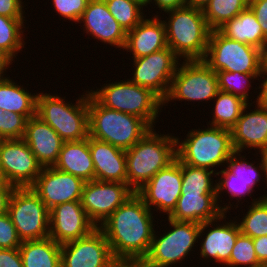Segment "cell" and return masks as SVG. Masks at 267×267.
<instances>
[{
	"instance_id": "obj_1",
	"label": "cell",
	"mask_w": 267,
	"mask_h": 267,
	"mask_svg": "<svg viewBox=\"0 0 267 267\" xmlns=\"http://www.w3.org/2000/svg\"><path fill=\"white\" fill-rule=\"evenodd\" d=\"M152 212L134 192L99 226L113 256H147L155 229Z\"/></svg>"
},
{
	"instance_id": "obj_2",
	"label": "cell",
	"mask_w": 267,
	"mask_h": 267,
	"mask_svg": "<svg viewBox=\"0 0 267 267\" xmlns=\"http://www.w3.org/2000/svg\"><path fill=\"white\" fill-rule=\"evenodd\" d=\"M155 130L152 128L134 146L125 150L127 185L134 192L177 158L176 137L170 133L158 134Z\"/></svg>"
},
{
	"instance_id": "obj_3",
	"label": "cell",
	"mask_w": 267,
	"mask_h": 267,
	"mask_svg": "<svg viewBox=\"0 0 267 267\" xmlns=\"http://www.w3.org/2000/svg\"><path fill=\"white\" fill-rule=\"evenodd\" d=\"M165 13L169 17L162 20L167 46L184 61L203 60L211 32L203 11L185 6Z\"/></svg>"
},
{
	"instance_id": "obj_4",
	"label": "cell",
	"mask_w": 267,
	"mask_h": 267,
	"mask_svg": "<svg viewBox=\"0 0 267 267\" xmlns=\"http://www.w3.org/2000/svg\"><path fill=\"white\" fill-rule=\"evenodd\" d=\"M180 140L176 137V154L181 163L216 173L214 167H225L224 164L235 152L231 130L227 128L209 126L204 129H192L184 140Z\"/></svg>"
},
{
	"instance_id": "obj_5",
	"label": "cell",
	"mask_w": 267,
	"mask_h": 267,
	"mask_svg": "<svg viewBox=\"0 0 267 267\" xmlns=\"http://www.w3.org/2000/svg\"><path fill=\"white\" fill-rule=\"evenodd\" d=\"M89 137L130 149L152 128L140 117L102 106L88 90Z\"/></svg>"
},
{
	"instance_id": "obj_6",
	"label": "cell",
	"mask_w": 267,
	"mask_h": 267,
	"mask_svg": "<svg viewBox=\"0 0 267 267\" xmlns=\"http://www.w3.org/2000/svg\"><path fill=\"white\" fill-rule=\"evenodd\" d=\"M36 116L50 125L64 142L80 141L89 136L88 91L76 100L65 102L58 94L38 93Z\"/></svg>"
},
{
	"instance_id": "obj_7",
	"label": "cell",
	"mask_w": 267,
	"mask_h": 267,
	"mask_svg": "<svg viewBox=\"0 0 267 267\" xmlns=\"http://www.w3.org/2000/svg\"><path fill=\"white\" fill-rule=\"evenodd\" d=\"M89 93L104 107L143 119L154 128L161 113L163 100L149 88L132 83L129 79L110 82Z\"/></svg>"
},
{
	"instance_id": "obj_8",
	"label": "cell",
	"mask_w": 267,
	"mask_h": 267,
	"mask_svg": "<svg viewBox=\"0 0 267 267\" xmlns=\"http://www.w3.org/2000/svg\"><path fill=\"white\" fill-rule=\"evenodd\" d=\"M203 61L215 72L262 73L263 52L251 45L227 38L211 30Z\"/></svg>"
},
{
	"instance_id": "obj_9",
	"label": "cell",
	"mask_w": 267,
	"mask_h": 267,
	"mask_svg": "<svg viewBox=\"0 0 267 267\" xmlns=\"http://www.w3.org/2000/svg\"><path fill=\"white\" fill-rule=\"evenodd\" d=\"M172 78L170 90L163 101H206L213 100L218 88L217 73L203 60L182 61ZM180 66V67H179Z\"/></svg>"
},
{
	"instance_id": "obj_10",
	"label": "cell",
	"mask_w": 267,
	"mask_h": 267,
	"mask_svg": "<svg viewBox=\"0 0 267 267\" xmlns=\"http://www.w3.org/2000/svg\"><path fill=\"white\" fill-rule=\"evenodd\" d=\"M7 213L22 242L49 237V210L31 187L14 189Z\"/></svg>"
},
{
	"instance_id": "obj_11",
	"label": "cell",
	"mask_w": 267,
	"mask_h": 267,
	"mask_svg": "<svg viewBox=\"0 0 267 267\" xmlns=\"http://www.w3.org/2000/svg\"><path fill=\"white\" fill-rule=\"evenodd\" d=\"M172 228L158 234L154 230L149 252L146 256L151 267L176 266L187 257L198 242L200 224L195 222L175 221L168 218ZM181 261V262H180ZM176 264V265H175Z\"/></svg>"
},
{
	"instance_id": "obj_12",
	"label": "cell",
	"mask_w": 267,
	"mask_h": 267,
	"mask_svg": "<svg viewBox=\"0 0 267 267\" xmlns=\"http://www.w3.org/2000/svg\"><path fill=\"white\" fill-rule=\"evenodd\" d=\"M132 59L134 70L129 80L149 88L164 101L180 62L173 50L167 47L148 56Z\"/></svg>"
},
{
	"instance_id": "obj_13",
	"label": "cell",
	"mask_w": 267,
	"mask_h": 267,
	"mask_svg": "<svg viewBox=\"0 0 267 267\" xmlns=\"http://www.w3.org/2000/svg\"><path fill=\"white\" fill-rule=\"evenodd\" d=\"M0 169L15 188L31 187L43 167L23 139L0 140Z\"/></svg>"
},
{
	"instance_id": "obj_14",
	"label": "cell",
	"mask_w": 267,
	"mask_h": 267,
	"mask_svg": "<svg viewBox=\"0 0 267 267\" xmlns=\"http://www.w3.org/2000/svg\"><path fill=\"white\" fill-rule=\"evenodd\" d=\"M133 193L124 183L92 180L85 182L80 201L90 221L99 227Z\"/></svg>"
},
{
	"instance_id": "obj_15",
	"label": "cell",
	"mask_w": 267,
	"mask_h": 267,
	"mask_svg": "<svg viewBox=\"0 0 267 267\" xmlns=\"http://www.w3.org/2000/svg\"><path fill=\"white\" fill-rule=\"evenodd\" d=\"M182 172L181 162L176 158L167 167L159 170L136 193L143 202L153 209L167 214V217L176 207L181 195ZM153 207V208H151ZM156 209V210H155Z\"/></svg>"
},
{
	"instance_id": "obj_16",
	"label": "cell",
	"mask_w": 267,
	"mask_h": 267,
	"mask_svg": "<svg viewBox=\"0 0 267 267\" xmlns=\"http://www.w3.org/2000/svg\"><path fill=\"white\" fill-rule=\"evenodd\" d=\"M112 258L109 243L99 227L80 239L61 244V267H108Z\"/></svg>"
},
{
	"instance_id": "obj_17",
	"label": "cell",
	"mask_w": 267,
	"mask_h": 267,
	"mask_svg": "<svg viewBox=\"0 0 267 267\" xmlns=\"http://www.w3.org/2000/svg\"><path fill=\"white\" fill-rule=\"evenodd\" d=\"M84 184L82 178L50 166L43 167L31 188L50 211L62 203L81 200Z\"/></svg>"
},
{
	"instance_id": "obj_18",
	"label": "cell",
	"mask_w": 267,
	"mask_h": 267,
	"mask_svg": "<svg viewBox=\"0 0 267 267\" xmlns=\"http://www.w3.org/2000/svg\"><path fill=\"white\" fill-rule=\"evenodd\" d=\"M260 99L261 92L255 98L256 101L249 102L245 106L236 124L230 129L232 145L237 152H242L246 148L255 151L258 149V151H262L267 148V105L262 103ZM253 103H256L254 104V111L249 109ZM246 109L251 112L246 111Z\"/></svg>"
},
{
	"instance_id": "obj_19",
	"label": "cell",
	"mask_w": 267,
	"mask_h": 267,
	"mask_svg": "<svg viewBox=\"0 0 267 267\" xmlns=\"http://www.w3.org/2000/svg\"><path fill=\"white\" fill-rule=\"evenodd\" d=\"M95 228L80 200L62 203L49 211V237L56 243L80 239Z\"/></svg>"
},
{
	"instance_id": "obj_20",
	"label": "cell",
	"mask_w": 267,
	"mask_h": 267,
	"mask_svg": "<svg viewBox=\"0 0 267 267\" xmlns=\"http://www.w3.org/2000/svg\"><path fill=\"white\" fill-rule=\"evenodd\" d=\"M226 218V213H224L219 219L201 223L198 235L199 241L201 239L200 237L204 235L200 243L201 248H199L200 257L209 260L213 259L214 262L223 264L224 266L229 262L231 251L238 235L241 233L237 222L239 220H230L228 222ZM222 220L225 222L222 223ZM216 222L222 224H213ZM208 228L210 229L209 231L207 230ZM205 230L208 232L206 233Z\"/></svg>"
},
{
	"instance_id": "obj_21",
	"label": "cell",
	"mask_w": 267,
	"mask_h": 267,
	"mask_svg": "<svg viewBox=\"0 0 267 267\" xmlns=\"http://www.w3.org/2000/svg\"><path fill=\"white\" fill-rule=\"evenodd\" d=\"M84 23L83 31L102 43L123 49L126 32L109 12L104 0H90L78 23Z\"/></svg>"
},
{
	"instance_id": "obj_22",
	"label": "cell",
	"mask_w": 267,
	"mask_h": 267,
	"mask_svg": "<svg viewBox=\"0 0 267 267\" xmlns=\"http://www.w3.org/2000/svg\"><path fill=\"white\" fill-rule=\"evenodd\" d=\"M229 204L219 205L217 194H181L175 209L167 218L201 224L219 219L224 213H229L234 205H231L230 201Z\"/></svg>"
},
{
	"instance_id": "obj_23",
	"label": "cell",
	"mask_w": 267,
	"mask_h": 267,
	"mask_svg": "<svg viewBox=\"0 0 267 267\" xmlns=\"http://www.w3.org/2000/svg\"><path fill=\"white\" fill-rule=\"evenodd\" d=\"M22 139L27 143L42 167L54 166L64 142L50 125L37 116L27 120Z\"/></svg>"
},
{
	"instance_id": "obj_24",
	"label": "cell",
	"mask_w": 267,
	"mask_h": 267,
	"mask_svg": "<svg viewBox=\"0 0 267 267\" xmlns=\"http://www.w3.org/2000/svg\"><path fill=\"white\" fill-rule=\"evenodd\" d=\"M145 17L132 30L126 32L123 50L132 53V58L148 56L167 48L165 26L160 15ZM147 18V19H146Z\"/></svg>"
},
{
	"instance_id": "obj_25",
	"label": "cell",
	"mask_w": 267,
	"mask_h": 267,
	"mask_svg": "<svg viewBox=\"0 0 267 267\" xmlns=\"http://www.w3.org/2000/svg\"><path fill=\"white\" fill-rule=\"evenodd\" d=\"M95 180L127 184L126 152L105 141L89 137Z\"/></svg>"
},
{
	"instance_id": "obj_26",
	"label": "cell",
	"mask_w": 267,
	"mask_h": 267,
	"mask_svg": "<svg viewBox=\"0 0 267 267\" xmlns=\"http://www.w3.org/2000/svg\"><path fill=\"white\" fill-rule=\"evenodd\" d=\"M53 167L82 178L85 182L95 180L89 136L80 141L63 142L58 160Z\"/></svg>"
},
{
	"instance_id": "obj_27",
	"label": "cell",
	"mask_w": 267,
	"mask_h": 267,
	"mask_svg": "<svg viewBox=\"0 0 267 267\" xmlns=\"http://www.w3.org/2000/svg\"><path fill=\"white\" fill-rule=\"evenodd\" d=\"M217 30L229 39L251 45L265 52L267 38L249 6Z\"/></svg>"
},
{
	"instance_id": "obj_28",
	"label": "cell",
	"mask_w": 267,
	"mask_h": 267,
	"mask_svg": "<svg viewBox=\"0 0 267 267\" xmlns=\"http://www.w3.org/2000/svg\"><path fill=\"white\" fill-rule=\"evenodd\" d=\"M18 84L10 76L0 80V109L19 113L27 119L36 116L38 93L31 94Z\"/></svg>"
},
{
	"instance_id": "obj_29",
	"label": "cell",
	"mask_w": 267,
	"mask_h": 267,
	"mask_svg": "<svg viewBox=\"0 0 267 267\" xmlns=\"http://www.w3.org/2000/svg\"><path fill=\"white\" fill-rule=\"evenodd\" d=\"M19 251L23 267H61V244L50 237L23 241Z\"/></svg>"
},
{
	"instance_id": "obj_30",
	"label": "cell",
	"mask_w": 267,
	"mask_h": 267,
	"mask_svg": "<svg viewBox=\"0 0 267 267\" xmlns=\"http://www.w3.org/2000/svg\"><path fill=\"white\" fill-rule=\"evenodd\" d=\"M242 153L235 151L226 162L224 169L218 171L216 175L220 176L219 181H241L249 183V187L253 188L260 181L263 176V164L262 161L255 166V162H248L246 156L241 155ZM245 159V160H244ZM228 163V164H227ZM262 174V175H261Z\"/></svg>"
},
{
	"instance_id": "obj_31",
	"label": "cell",
	"mask_w": 267,
	"mask_h": 267,
	"mask_svg": "<svg viewBox=\"0 0 267 267\" xmlns=\"http://www.w3.org/2000/svg\"><path fill=\"white\" fill-rule=\"evenodd\" d=\"M214 102V109L212 108L214 112H211L213 113L211 114L213 115L212 121L208 124L227 129H231L236 124L243 109L248 104L243 98L220 90L217 92Z\"/></svg>"
},
{
	"instance_id": "obj_32",
	"label": "cell",
	"mask_w": 267,
	"mask_h": 267,
	"mask_svg": "<svg viewBox=\"0 0 267 267\" xmlns=\"http://www.w3.org/2000/svg\"><path fill=\"white\" fill-rule=\"evenodd\" d=\"M182 186L181 194H216L213 176H217L216 172L204 168L192 167L181 163ZM213 174V176H212Z\"/></svg>"
},
{
	"instance_id": "obj_33",
	"label": "cell",
	"mask_w": 267,
	"mask_h": 267,
	"mask_svg": "<svg viewBox=\"0 0 267 267\" xmlns=\"http://www.w3.org/2000/svg\"><path fill=\"white\" fill-rule=\"evenodd\" d=\"M249 6L248 0H210L203 10L206 23L211 30H217Z\"/></svg>"
},
{
	"instance_id": "obj_34",
	"label": "cell",
	"mask_w": 267,
	"mask_h": 267,
	"mask_svg": "<svg viewBox=\"0 0 267 267\" xmlns=\"http://www.w3.org/2000/svg\"><path fill=\"white\" fill-rule=\"evenodd\" d=\"M267 194L257 199L253 198L248 211L238 222L240 232L249 237L256 238L267 235Z\"/></svg>"
},
{
	"instance_id": "obj_35",
	"label": "cell",
	"mask_w": 267,
	"mask_h": 267,
	"mask_svg": "<svg viewBox=\"0 0 267 267\" xmlns=\"http://www.w3.org/2000/svg\"><path fill=\"white\" fill-rule=\"evenodd\" d=\"M24 19H15L0 15V50L13 61L19 51L24 48Z\"/></svg>"
},
{
	"instance_id": "obj_36",
	"label": "cell",
	"mask_w": 267,
	"mask_h": 267,
	"mask_svg": "<svg viewBox=\"0 0 267 267\" xmlns=\"http://www.w3.org/2000/svg\"><path fill=\"white\" fill-rule=\"evenodd\" d=\"M109 12L119 25L128 32L137 26L146 15L143 6L130 0H104ZM144 15V16H143Z\"/></svg>"
},
{
	"instance_id": "obj_37",
	"label": "cell",
	"mask_w": 267,
	"mask_h": 267,
	"mask_svg": "<svg viewBox=\"0 0 267 267\" xmlns=\"http://www.w3.org/2000/svg\"><path fill=\"white\" fill-rule=\"evenodd\" d=\"M218 88L224 93H230L243 98L249 102V88L255 79L262 77V73H239V72H228L218 71ZM249 82V83H248ZM247 83V84H246ZM247 85V86H246Z\"/></svg>"
},
{
	"instance_id": "obj_38",
	"label": "cell",
	"mask_w": 267,
	"mask_h": 267,
	"mask_svg": "<svg viewBox=\"0 0 267 267\" xmlns=\"http://www.w3.org/2000/svg\"><path fill=\"white\" fill-rule=\"evenodd\" d=\"M227 267H263L258 261L253 239L240 233L236 239L235 245L231 251Z\"/></svg>"
},
{
	"instance_id": "obj_39",
	"label": "cell",
	"mask_w": 267,
	"mask_h": 267,
	"mask_svg": "<svg viewBox=\"0 0 267 267\" xmlns=\"http://www.w3.org/2000/svg\"><path fill=\"white\" fill-rule=\"evenodd\" d=\"M27 120L24 115L16 112H5L0 109V140L22 139Z\"/></svg>"
},
{
	"instance_id": "obj_40",
	"label": "cell",
	"mask_w": 267,
	"mask_h": 267,
	"mask_svg": "<svg viewBox=\"0 0 267 267\" xmlns=\"http://www.w3.org/2000/svg\"><path fill=\"white\" fill-rule=\"evenodd\" d=\"M90 0H52L54 10L66 20L78 23Z\"/></svg>"
},
{
	"instance_id": "obj_41",
	"label": "cell",
	"mask_w": 267,
	"mask_h": 267,
	"mask_svg": "<svg viewBox=\"0 0 267 267\" xmlns=\"http://www.w3.org/2000/svg\"><path fill=\"white\" fill-rule=\"evenodd\" d=\"M16 227L8 213L0 216V248L16 249L21 246Z\"/></svg>"
},
{
	"instance_id": "obj_42",
	"label": "cell",
	"mask_w": 267,
	"mask_h": 267,
	"mask_svg": "<svg viewBox=\"0 0 267 267\" xmlns=\"http://www.w3.org/2000/svg\"><path fill=\"white\" fill-rule=\"evenodd\" d=\"M216 190H217V201L219 204L220 197L223 194V191L227 192L228 194L230 193V198H237V203L243 199L246 195L252 197V192L253 190L249 187V183L247 182H241V181H216ZM227 190V191H226ZM250 194V195H249ZM241 198V200H240Z\"/></svg>"
},
{
	"instance_id": "obj_43",
	"label": "cell",
	"mask_w": 267,
	"mask_h": 267,
	"mask_svg": "<svg viewBox=\"0 0 267 267\" xmlns=\"http://www.w3.org/2000/svg\"><path fill=\"white\" fill-rule=\"evenodd\" d=\"M23 0H0V15L15 19H24Z\"/></svg>"
},
{
	"instance_id": "obj_44",
	"label": "cell",
	"mask_w": 267,
	"mask_h": 267,
	"mask_svg": "<svg viewBox=\"0 0 267 267\" xmlns=\"http://www.w3.org/2000/svg\"><path fill=\"white\" fill-rule=\"evenodd\" d=\"M0 267H23L19 248H0Z\"/></svg>"
},
{
	"instance_id": "obj_45",
	"label": "cell",
	"mask_w": 267,
	"mask_h": 267,
	"mask_svg": "<svg viewBox=\"0 0 267 267\" xmlns=\"http://www.w3.org/2000/svg\"><path fill=\"white\" fill-rule=\"evenodd\" d=\"M249 7L254 12L263 34L267 38V0H251Z\"/></svg>"
},
{
	"instance_id": "obj_46",
	"label": "cell",
	"mask_w": 267,
	"mask_h": 267,
	"mask_svg": "<svg viewBox=\"0 0 267 267\" xmlns=\"http://www.w3.org/2000/svg\"><path fill=\"white\" fill-rule=\"evenodd\" d=\"M108 267H151L146 257H115Z\"/></svg>"
},
{
	"instance_id": "obj_47",
	"label": "cell",
	"mask_w": 267,
	"mask_h": 267,
	"mask_svg": "<svg viewBox=\"0 0 267 267\" xmlns=\"http://www.w3.org/2000/svg\"><path fill=\"white\" fill-rule=\"evenodd\" d=\"M254 250L258 261L267 265V235L253 238Z\"/></svg>"
},
{
	"instance_id": "obj_48",
	"label": "cell",
	"mask_w": 267,
	"mask_h": 267,
	"mask_svg": "<svg viewBox=\"0 0 267 267\" xmlns=\"http://www.w3.org/2000/svg\"><path fill=\"white\" fill-rule=\"evenodd\" d=\"M155 3L156 8H159L158 10L163 11L164 13L170 10H174L176 8H182L187 6L186 0H148L147 5L151 3Z\"/></svg>"
},
{
	"instance_id": "obj_49",
	"label": "cell",
	"mask_w": 267,
	"mask_h": 267,
	"mask_svg": "<svg viewBox=\"0 0 267 267\" xmlns=\"http://www.w3.org/2000/svg\"><path fill=\"white\" fill-rule=\"evenodd\" d=\"M15 188H0V216L7 213L10 197Z\"/></svg>"
},
{
	"instance_id": "obj_50",
	"label": "cell",
	"mask_w": 267,
	"mask_h": 267,
	"mask_svg": "<svg viewBox=\"0 0 267 267\" xmlns=\"http://www.w3.org/2000/svg\"><path fill=\"white\" fill-rule=\"evenodd\" d=\"M12 61L13 60L6 53H4L2 50H0V80L7 78V75L4 73L7 71V69L10 67V65L13 63Z\"/></svg>"
},
{
	"instance_id": "obj_51",
	"label": "cell",
	"mask_w": 267,
	"mask_h": 267,
	"mask_svg": "<svg viewBox=\"0 0 267 267\" xmlns=\"http://www.w3.org/2000/svg\"><path fill=\"white\" fill-rule=\"evenodd\" d=\"M262 78L264 79L262 80L261 86H258V89H260L259 91L261 92L260 101L267 105V69H263Z\"/></svg>"
},
{
	"instance_id": "obj_52",
	"label": "cell",
	"mask_w": 267,
	"mask_h": 267,
	"mask_svg": "<svg viewBox=\"0 0 267 267\" xmlns=\"http://www.w3.org/2000/svg\"><path fill=\"white\" fill-rule=\"evenodd\" d=\"M210 0H186V4L189 7H193L199 10H204L209 4Z\"/></svg>"
},
{
	"instance_id": "obj_53",
	"label": "cell",
	"mask_w": 267,
	"mask_h": 267,
	"mask_svg": "<svg viewBox=\"0 0 267 267\" xmlns=\"http://www.w3.org/2000/svg\"><path fill=\"white\" fill-rule=\"evenodd\" d=\"M259 154H260V158H261V161H262V164H263V175L265 178L266 182L265 184H267V148L265 150H262V151H258Z\"/></svg>"
},
{
	"instance_id": "obj_54",
	"label": "cell",
	"mask_w": 267,
	"mask_h": 267,
	"mask_svg": "<svg viewBox=\"0 0 267 267\" xmlns=\"http://www.w3.org/2000/svg\"><path fill=\"white\" fill-rule=\"evenodd\" d=\"M0 188H15L14 186L10 185L7 182L1 169H0Z\"/></svg>"
},
{
	"instance_id": "obj_55",
	"label": "cell",
	"mask_w": 267,
	"mask_h": 267,
	"mask_svg": "<svg viewBox=\"0 0 267 267\" xmlns=\"http://www.w3.org/2000/svg\"><path fill=\"white\" fill-rule=\"evenodd\" d=\"M130 1H133L135 3H138L139 5H142L144 7V9H145V7H148L147 6L148 0H130Z\"/></svg>"
},
{
	"instance_id": "obj_56",
	"label": "cell",
	"mask_w": 267,
	"mask_h": 267,
	"mask_svg": "<svg viewBox=\"0 0 267 267\" xmlns=\"http://www.w3.org/2000/svg\"><path fill=\"white\" fill-rule=\"evenodd\" d=\"M263 57H264V68L263 69H267V46H266L265 52L263 53Z\"/></svg>"
}]
</instances>
